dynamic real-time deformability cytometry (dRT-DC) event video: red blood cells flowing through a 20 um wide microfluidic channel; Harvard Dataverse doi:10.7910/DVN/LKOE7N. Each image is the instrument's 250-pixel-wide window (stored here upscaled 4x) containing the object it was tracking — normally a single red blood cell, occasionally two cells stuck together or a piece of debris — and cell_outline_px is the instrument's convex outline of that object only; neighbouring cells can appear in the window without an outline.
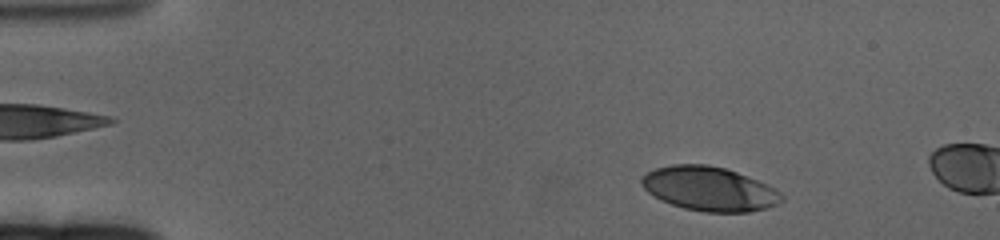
{"species": "human", "species_latin": "Homo sapiens", "temperature_condition": "cold", "stored_images_in_passage": 12, "camera_frame_rate_fps": 3000, "um_per_image_px": 0.085, "donor": {"sex": "female"}, "frame": {"image": 1, "passage_image": 4, "time_ms": 1.0, "image_size_px": [1000, 240], "cell_outline_px": [[784, 200], [768, 208], [748, 212], [704, 212], [684, 208], [660, 200], [648, 192], [640, 184], [640, 180], [648, 172], [656, 168], [672, 164], [708, 164], [724, 168], [736, 172], [776, 188], [784, 196]], "centroid_in_image_um": [60.3, 16.05], "position_along_channel_um": 24.7, "area_um2": 36.01}}